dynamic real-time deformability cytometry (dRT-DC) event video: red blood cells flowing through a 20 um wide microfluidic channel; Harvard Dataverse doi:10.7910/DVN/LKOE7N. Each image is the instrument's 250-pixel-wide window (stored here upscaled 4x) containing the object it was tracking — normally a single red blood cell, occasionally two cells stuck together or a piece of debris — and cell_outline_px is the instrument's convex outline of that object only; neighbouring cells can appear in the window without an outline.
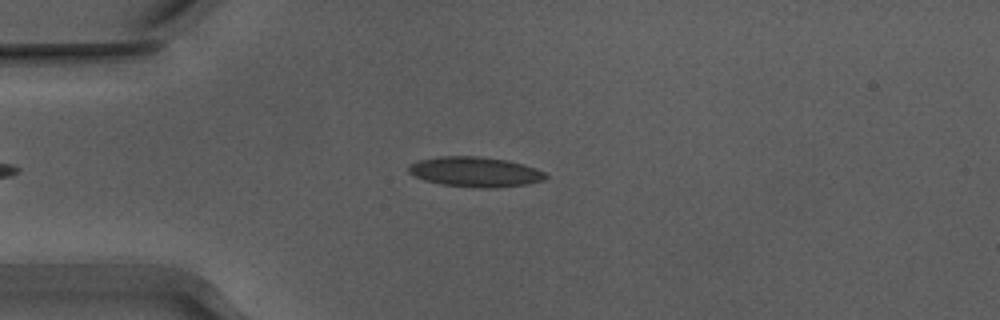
{"species": "Egyptian fruit bat (a non-hibernating species)", "species_latin": "Rousettus aegyptiacus", "temperature_condition": "warm", "stored_images_in_passage": 45, "camera_frame_rate_fps": 3000, "um_per_image_px": 0.085, "animal": {"sex": "male"}, "frame": {"image": 1, "passage_image": 10, "time_ms": 3.0, "image_size_px": [1000, 320], "cell_outline_px": [[548, 176], [544, 180], [528, 184], [488, 188], [480, 188], [440, 184], [424, 180], [408, 172], [408, 164], [420, 160], [440, 156], [480, 156], [508, 160], [536, 168], [544, 172]], "centroid_in_image_um": [40.39, 14.6], "position_along_channel_um": 44.6, "area_um2": 23.99}}
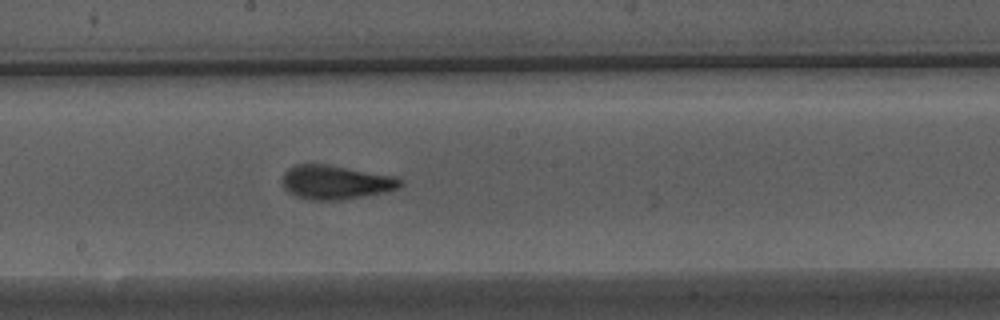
{"frame": {"image": 2, "passage_image": 25, "time_ms": 8.0, "image_size_px": [1000, 320], "cell_outline_px": [[404, 184], [400, 188], [384, 192], [336, 200], [312, 200], [296, 196], [288, 192], [284, 188], [284, 172], [288, 168], [296, 164], [324, 164], [396, 176], [404, 180]], "centroid_in_image_um": [28.56, 15.48], "position_along_channel_um": 219.6, "area_um2": 23.18}}
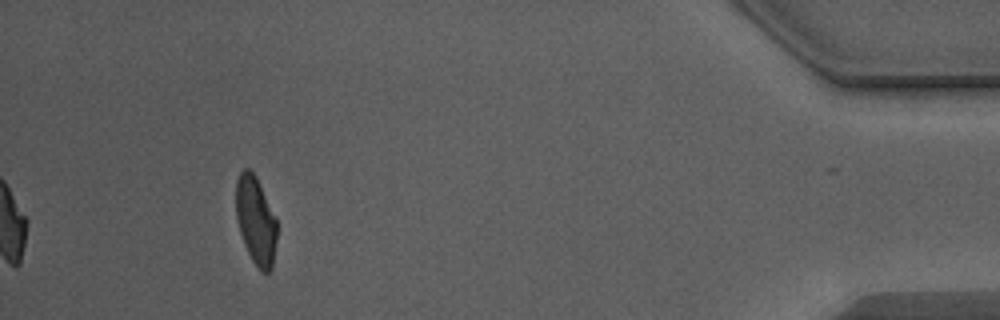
{"frame": {"image": 3, "passage_image": 45, "time_ms": 14.667, "image_size_px": [1000, 320], "cell_outline_px": [[276, 240], [272, 268], [268, 272], [260, 272], [252, 260], [244, 244], [236, 220], [236, 180], [240, 172], [244, 168], [248, 168], [256, 176], [276, 220]], "centroid_in_image_um": [21.72, 18.75], "position_along_channel_um": 413.5, "area_um2": 20.81}, "authors_computed_cell_mechanics": {"area_um2": 22.5998, "velocity_mm_per_s": 3.9053, "shape_relaxation_time_tau1_ms": 5.651, "shape_relaxation_time_tau2_ms": 1.074, "deformation_change_tau1": 0.1845, "deformation_change_tau2": 0.0806}}